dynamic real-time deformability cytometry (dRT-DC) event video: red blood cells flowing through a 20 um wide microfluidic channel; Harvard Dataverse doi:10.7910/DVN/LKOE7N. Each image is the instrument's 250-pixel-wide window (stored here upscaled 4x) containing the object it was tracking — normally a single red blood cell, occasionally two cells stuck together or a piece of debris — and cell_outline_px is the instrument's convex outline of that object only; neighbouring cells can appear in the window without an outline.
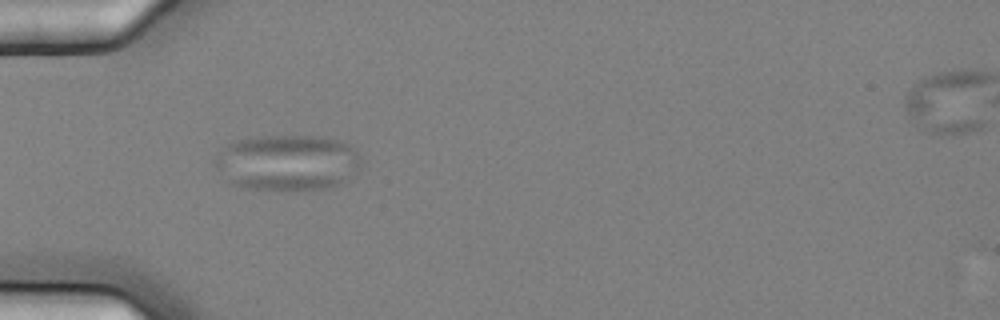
{"species": "common noctule bat (a hibernating species)", "species_latin": "Nyctalus noctula", "temperature_condition": "cold", "stored_images_in_passage": 8, "camera_frame_rate_fps": 3000, "um_per_image_px": 0.085, "animal": {"sex": "female", "body_mass_g": 25.1}, "frame": {"image": 1, "passage_image": 5, "time_ms": 1.333, "image_size_px": [1000, 320], "cell_outline_px": [[360, 168], [348, 180], [328, 188], [296, 192], [280, 192], [244, 188], [232, 184], [228, 180], [216, 164], [216, 160], [220, 152], [232, 140], [252, 136], [312, 136], [344, 140], [356, 148], [360, 156]], "centroid_in_image_um": [24.5, 13.84], "position_along_channel_um": 60.5, "area_um2": 48.67}}
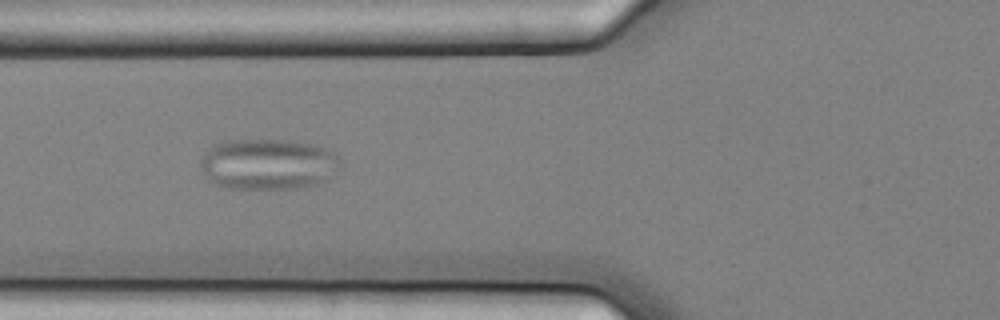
{"frame": {"image": 2, "passage_image": 6, "time_ms": 1.667, "image_size_px": [1000, 320], "cell_outline_px": [[340, 160], [328, 180], [316, 184], [296, 188], [228, 188], [216, 184], [208, 180], [200, 164], [200, 160], [212, 144], [228, 140], [288, 140], [312, 144], [324, 148], [332, 152]], "centroid_in_image_um": [22.74, 13.95], "position_along_channel_um": 103.1, "area_um2": 41.1}}